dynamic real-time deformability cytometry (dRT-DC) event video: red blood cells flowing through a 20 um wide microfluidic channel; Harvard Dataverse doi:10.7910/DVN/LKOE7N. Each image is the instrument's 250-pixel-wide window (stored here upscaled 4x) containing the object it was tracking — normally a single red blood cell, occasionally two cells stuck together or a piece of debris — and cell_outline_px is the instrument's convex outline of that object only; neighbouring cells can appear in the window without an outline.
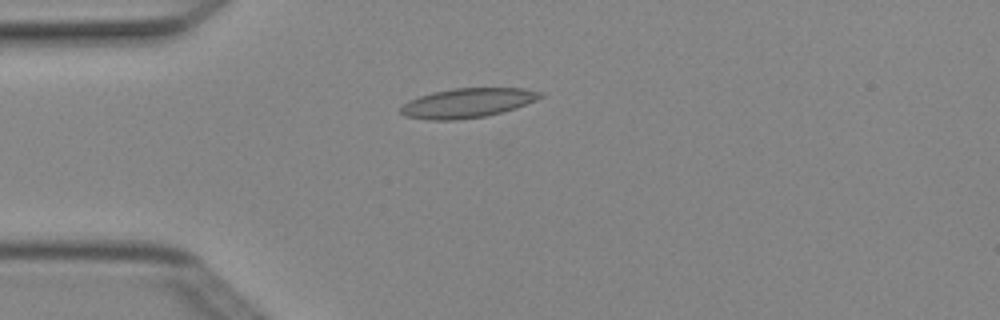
{"species": "Egyptian fruit bat (a non-hibernating species)", "species_latin": "Rousettus aegyptiacus", "temperature_condition": "cold", "stored_images_in_passage": 5, "camera_frame_rate_fps": 3000, "um_per_image_px": 0.085, "animal": {"sex": "female"}, "frame": {"image": 1, "passage_image": 4, "time_ms": 1.0, "image_size_px": [1000, 320], "cell_outline_px": [[544, 96], [536, 100], [516, 108], [484, 116], [456, 120], [428, 120], [404, 116], [400, 112], [400, 108], [408, 100], [432, 92], [452, 88], [524, 88], [544, 92]], "centroid_in_image_um": [39.73, 8.74], "position_along_channel_um": 45.3, "area_um2": 24.04}}